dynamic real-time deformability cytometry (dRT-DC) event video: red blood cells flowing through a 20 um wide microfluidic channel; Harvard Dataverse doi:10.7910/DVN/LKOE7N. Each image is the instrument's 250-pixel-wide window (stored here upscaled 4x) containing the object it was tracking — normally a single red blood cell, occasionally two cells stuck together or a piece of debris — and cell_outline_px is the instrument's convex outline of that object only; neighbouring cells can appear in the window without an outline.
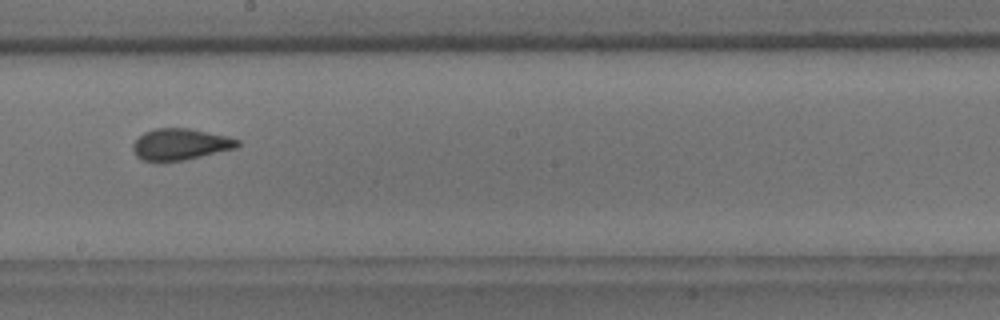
{"species": "common noctule bat (a hibernating species)", "species_latin": "Nyctalus noctula", "temperature_condition": "room temperature", "stored_images_in_passage": 7, "camera_frame_rate_fps": 3000, "um_per_image_px": 0.085, "animal": {"sex": "male", "body_mass_g": 18.8}, "frame": {"image": 1, "passage_image": 5, "time_ms": 1.333, "image_size_px": [1000, 320], "cell_outline_px": [[240, 144], [236, 148], [184, 160], [160, 164], [156, 164], [140, 160], [136, 156], [132, 148], [132, 144], [144, 132], [152, 128], [188, 128], [228, 136], [240, 140]], "centroid_in_image_um": [15.27, 12.3], "position_along_channel_um": 232.9, "area_um2": 19.71}}
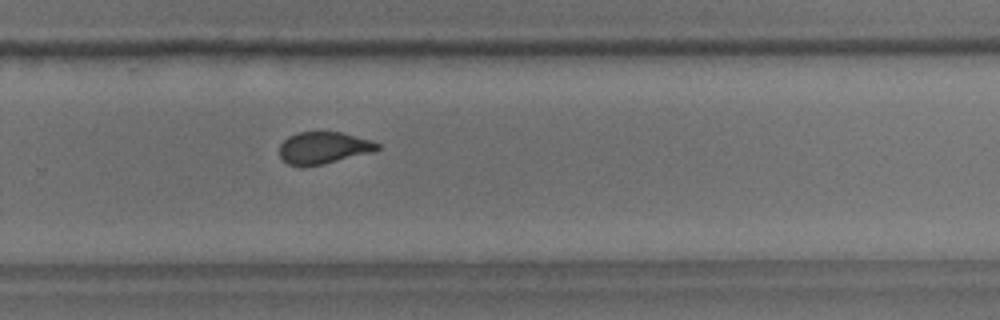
{"frame": {"image": 2, "passage_image": 7, "time_ms": 2.0, "image_size_px": [1000, 320], "cell_outline_px": [[380, 148], [376, 152], [324, 164], [304, 168], [300, 168], [288, 164], [280, 160], [280, 144], [288, 136], [300, 132], [340, 132], [372, 140], [380, 144]], "centroid_in_image_um": [27.5, 12.6], "position_along_channel_um": 302.3, "area_um2": 18.79}}